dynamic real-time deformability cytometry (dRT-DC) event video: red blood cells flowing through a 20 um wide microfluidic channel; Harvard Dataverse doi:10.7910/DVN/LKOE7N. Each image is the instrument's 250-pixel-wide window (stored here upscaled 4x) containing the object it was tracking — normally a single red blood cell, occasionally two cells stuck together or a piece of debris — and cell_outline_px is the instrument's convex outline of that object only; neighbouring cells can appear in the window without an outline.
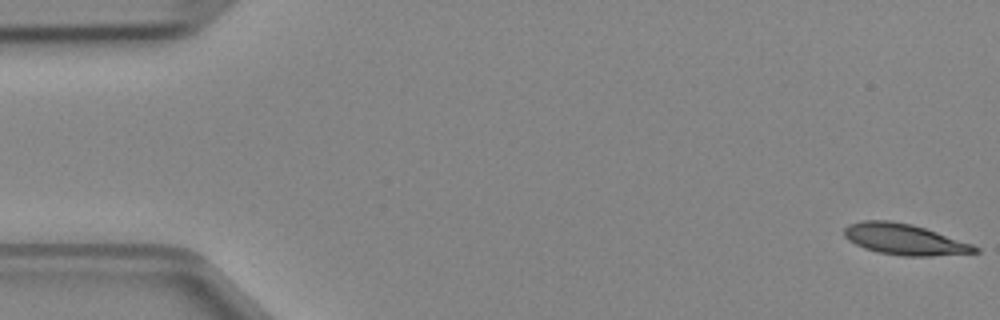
{"species": "Egyptian fruit bat (a non-hibernating species)", "species_latin": "Rousettus aegyptiacus", "temperature_condition": "cold", "stored_images_in_passage": 5, "camera_frame_rate_fps": 3000, "um_per_image_px": 0.085, "animal": {"sex": "female"}, "frame": {"image": 1, "passage_image": 1, "time_ms": 0.0, "image_size_px": [1000, 320], "cell_outline_px": [[980, 252], [932, 256], [904, 256], [876, 252], [864, 248], [848, 240], [844, 236], [844, 228], [848, 224], [864, 220], [888, 220], [912, 224], [972, 244], [980, 248]], "centroid_in_image_um": [76.86, 20.35], "position_along_channel_um": 8.1, "area_um2": 23.52}}
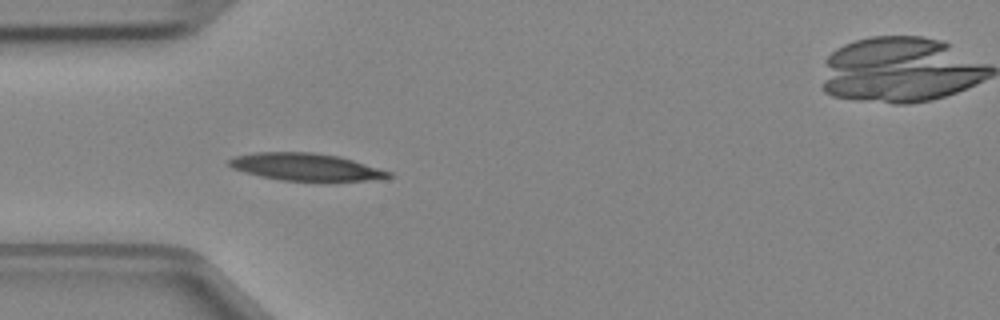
{"frame": {"image": 2, "passage_image": 4, "time_ms": 1.0, "image_size_px": [1000, 320], "cell_outline_px": [[392, 176], [364, 180], [284, 180], [260, 176], [244, 172], [232, 168], [228, 164], [228, 160], [232, 156], [252, 152], [312, 152], [340, 156], [392, 172]], "centroid_in_image_um": [25.91, 14.16], "position_along_channel_um": 59.1, "area_um2": 25.09}}